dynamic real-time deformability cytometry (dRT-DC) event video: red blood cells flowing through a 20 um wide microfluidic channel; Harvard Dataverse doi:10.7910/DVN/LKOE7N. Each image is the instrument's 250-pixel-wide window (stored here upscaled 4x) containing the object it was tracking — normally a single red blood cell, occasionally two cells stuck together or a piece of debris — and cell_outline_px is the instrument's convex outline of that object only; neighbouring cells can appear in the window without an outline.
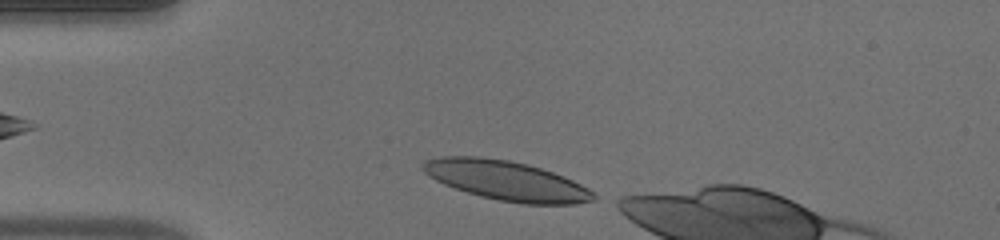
{"species": "human", "species_latin": "Homo sapiens", "temperature_condition": "warm", "stored_images_in_passage": 23, "camera_frame_rate_fps": 3000, "um_per_image_px": 0.085, "donor": {"sex": "male"}, "frame": {"image": 1, "passage_image": 1, "time_ms": 0.0, "image_size_px": [1000, 240], "cell_outline_px": [[596, 200], [576, 204], [520, 204], [480, 196], [444, 184], [436, 180], [424, 172], [420, 168], [420, 164], [424, 160], [440, 156], [476, 156], [508, 160], [528, 164], [564, 176], [596, 192]], "centroid_in_image_um": [43.04, 15.35], "position_along_channel_um": 42.0, "area_um2": 39.42}}
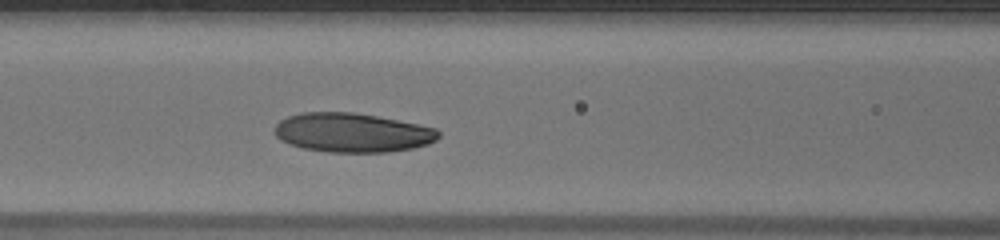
{"frame": {"image": 2, "passage_image": 10, "time_ms": 3.0, "image_size_px": [1000, 240], "cell_outline_px": [[440, 136], [436, 140], [428, 144], [412, 148], [388, 152], [328, 152], [304, 148], [280, 140], [276, 136], [276, 124], [280, 120], [288, 116], [300, 112], [352, 112], [376, 116], [436, 128], [440, 132]], "centroid_in_image_um": [29.95, 11.27], "position_along_channel_um": 136.7, "area_um2": 37.22}}
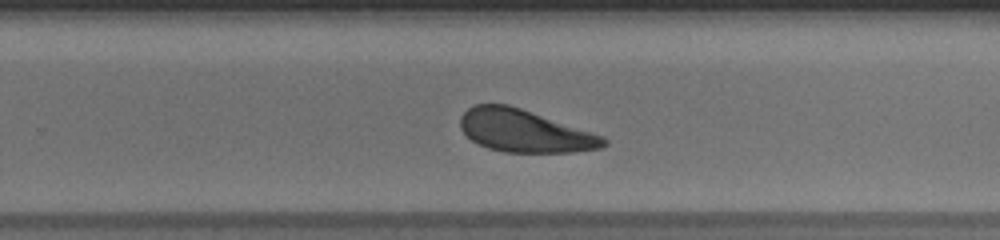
{"frame": {"image": 3, "passage_image": 21, "time_ms": 6.667, "image_size_px": [1000, 240], "cell_outline_px": [[608, 144], [600, 148], [572, 152], [504, 152], [488, 148], [472, 140], [460, 128], [460, 116], [468, 108], [476, 104], [508, 104], [604, 136], [608, 140]], "centroid_in_image_um": [44.59, 11.13], "position_along_channel_um": 285.2, "area_um2": 35.2}}